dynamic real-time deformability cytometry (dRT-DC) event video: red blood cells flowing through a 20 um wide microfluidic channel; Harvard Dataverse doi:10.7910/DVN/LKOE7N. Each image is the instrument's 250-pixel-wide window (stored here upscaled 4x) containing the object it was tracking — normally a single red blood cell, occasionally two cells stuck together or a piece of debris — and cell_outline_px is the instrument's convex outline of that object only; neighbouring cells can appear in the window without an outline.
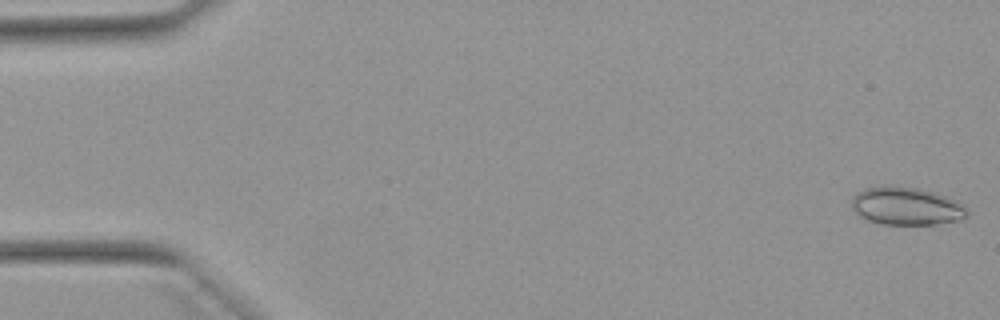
{"species": "Egyptian fruit bat (a non-hibernating species)", "species_latin": "Rousettus aegyptiacus", "temperature_condition": "warm", "stored_images_in_passage": 9, "camera_frame_rate_fps": 3000, "um_per_image_px": 0.085, "animal": {"sex": "female"}, "frame": {"image": 1, "passage_image": 1, "time_ms": 0.0, "image_size_px": [1000, 320], "cell_outline_px": [[968, 216], [960, 220], [936, 224], [880, 224], [868, 220], [860, 216], [852, 208], [852, 196], [856, 192], [864, 188], [892, 184], [916, 188], [932, 192], [944, 196], [964, 208], [968, 212]], "centroid_in_image_um": [76.95, 17.51], "position_along_channel_um": 8.0, "area_um2": 25.32}}